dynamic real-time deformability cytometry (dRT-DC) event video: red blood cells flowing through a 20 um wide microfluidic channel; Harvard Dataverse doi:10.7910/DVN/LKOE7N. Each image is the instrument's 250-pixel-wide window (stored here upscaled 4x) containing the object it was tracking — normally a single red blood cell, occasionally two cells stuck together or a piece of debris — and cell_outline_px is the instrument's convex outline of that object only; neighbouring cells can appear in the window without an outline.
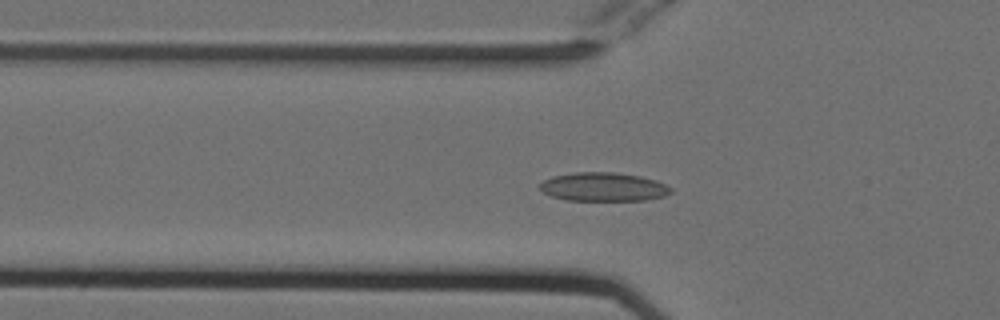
{"species": "Egyptian fruit bat (a non-hibernating species)", "species_latin": "Rousettus aegyptiacus", "temperature_condition": "cold", "stored_images_in_passage": 53, "segment_of_instrument_passage": [1, 2], "camera_frame_rate_fps": 3000, "um_per_image_px": 0.085, "animal": {"sex": "female"}, "frame": {"image": 1, "passage_image": 16, "time_ms": 5.0, "image_size_px": [1000, 320], "cell_outline_px": [[672, 192], [664, 196], [644, 200], [568, 200], [552, 196], [544, 192], [540, 188], [540, 184], [544, 180], [552, 176], [576, 172], [612, 172], [640, 176], [656, 180], [672, 188]], "centroid_in_image_um": [51.3, 15.88], "position_along_channel_um": 74.5, "area_um2": 21.73}}
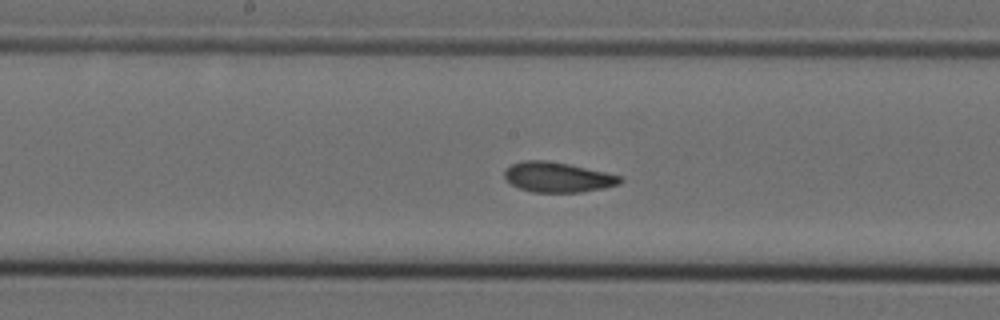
{"frame": {"image": 2, "passage_image": 26, "time_ms": 8.333, "image_size_px": [1000, 320], "cell_outline_px": [[624, 180], [620, 184], [604, 188], [580, 192], [532, 192], [520, 188], [512, 184], [504, 176], [504, 172], [512, 164], [524, 160], [544, 160], [568, 164], [604, 172], [620, 176]], "centroid_in_image_um": [47.41, 15.06], "position_along_channel_um": 200.8, "area_um2": 20.0}}
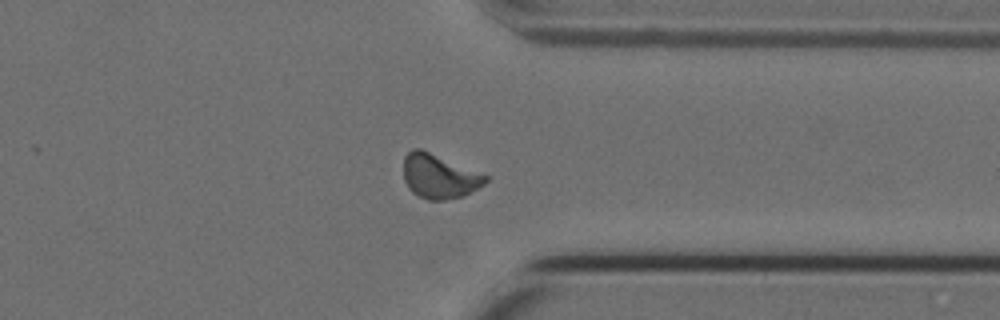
{"frame": {"image": 3, "passage_image": 40, "time_ms": 13.0, "image_size_px": [1000, 320], "cell_outline_px": [[488, 180], [484, 184], [464, 196], [444, 200], [428, 200], [416, 196], [408, 188], [404, 180], [404, 156], [412, 148], [420, 148], [488, 176]], "centroid_in_image_um": [37.3, 15.0], "position_along_channel_um": 374.1, "area_um2": 21.1}}